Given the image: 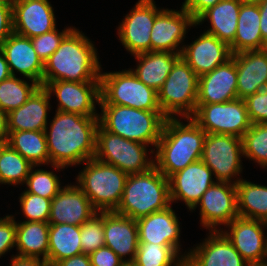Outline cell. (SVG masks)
<instances>
[{"instance_id":"6da1fadb","label":"cell","mask_w":267,"mask_h":266,"mask_svg":"<svg viewBox=\"0 0 267 266\" xmlns=\"http://www.w3.org/2000/svg\"><path fill=\"white\" fill-rule=\"evenodd\" d=\"M98 125V116L56 110L49 132L48 125L45 129L51 166L58 170L65 169L94 158Z\"/></svg>"},{"instance_id":"7a4b0ae2","label":"cell","mask_w":267,"mask_h":266,"mask_svg":"<svg viewBox=\"0 0 267 266\" xmlns=\"http://www.w3.org/2000/svg\"><path fill=\"white\" fill-rule=\"evenodd\" d=\"M90 39L75 27L44 62L42 82L100 81L101 65Z\"/></svg>"},{"instance_id":"3957f363","label":"cell","mask_w":267,"mask_h":266,"mask_svg":"<svg viewBox=\"0 0 267 266\" xmlns=\"http://www.w3.org/2000/svg\"><path fill=\"white\" fill-rule=\"evenodd\" d=\"M166 118L155 149L154 166L168 179L189 164L201 160L206 132L191 118L187 124Z\"/></svg>"},{"instance_id":"277c9868","label":"cell","mask_w":267,"mask_h":266,"mask_svg":"<svg viewBox=\"0 0 267 266\" xmlns=\"http://www.w3.org/2000/svg\"><path fill=\"white\" fill-rule=\"evenodd\" d=\"M170 204L169 181L153 166L146 172L128 175L121 202L114 212L138 220Z\"/></svg>"},{"instance_id":"5b68a950","label":"cell","mask_w":267,"mask_h":266,"mask_svg":"<svg viewBox=\"0 0 267 266\" xmlns=\"http://www.w3.org/2000/svg\"><path fill=\"white\" fill-rule=\"evenodd\" d=\"M98 105L102 109L98 116L99 125L104 130L156 148L167 118L162 111L140 110L112 104Z\"/></svg>"},{"instance_id":"8992f818","label":"cell","mask_w":267,"mask_h":266,"mask_svg":"<svg viewBox=\"0 0 267 266\" xmlns=\"http://www.w3.org/2000/svg\"><path fill=\"white\" fill-rule=\"evenodd\" d=\"M77 176V185L88 197L98 212L115 211L119 206L128 174L115 167L92 158Z\"/></svg>"},{"instance_id":"52a82bcc","label":"cell","mask_w":267,"mask_h":266,"mask_svg":"<svg viewBox=\"0 0 267 266\" xmlns=\"http://www.w3.org/2000/svg\"><path fill=\"white\" fill-rule=\"evenodd\" d=\"M199 76L181 57L157 91L158 103L167 118L191 117L197 108Z\"/></svg>"},{"instance_id":"ba28073f","label":"cell","mask_w":267,"mask_h":266,"mask_svg":"<svg viewBox=\"0 0 267 266\" xmlns=\"http://www.w3.org/2000/svg\"><path fill=\"white\" fill-rule=\"evenodd\" d=\"M100 103L140 110L161 111L157 91L146 86L128 69L100 73Z\"/></svg>"},{"instance_id":"9c48e42d","label":"cell","mask_w":267,"mask_h":266,"mask_svg":"<svg viewBox=\"0 0 267 266\" xmlns=\"http://www.w3.org/2000/svg\"><path fill=\"white\" fill-rule=\"evenodd\" d=\"M147 147L149 146L125 139L104 130L100 125L97 126L94 158L114 165L128 175L146 172L154 166V159L151 160L147 156Z\"/></svg>"},{"instance_id":"30bf717a","label":"cell","mask_w":267,"mask_h":266,"mask_svg":"<svg viewBox=\"0 0 267 266\" xmlns=\"http://www.w3.org/2000/svg\"><path fill=\"white\" fill-rule=\"evenodd\" d=\"M191 118L206 134H225L239 138L252 125L245 100L240 98L225 103L197 104Z\"/></svg>"},{"instance_id":"8fae6325","label":"cell","mask_w":267,"mask_h":266,"mask_svg":"<svg viewBox=\"0 0 267 266\" xmlns=\"http://www.w3.org/2000/svg\"><path fill=\"white\" fill-rule=\"evenodd\" d=\"M243 154L242 138L225 134H206L201 160L215 175L216 181L237 184L242 171Z\"/></svg>"},{"instance_id":"7c38bea8","label":"cell","mask_w":267,"mask_h":266,"mask_svg":"<svg viewBox=\"0 0 267 266\" xmlns=\"http://www.w3.org/2000/svg\"><path fill=\"white\" fill-rule=\"evenodd\" d=\"M158 10L154 0H139L118 27L119 40L133 56L151 51V30Z\"/></svg>"},{"instance_id":"4fadbf2b","label":"cell","mask_w":267,"mask_h":266,"mask_svg":"<svg viewBox=\"0 0 267 266\" xmlns=\"http://www.w3.org/2000/svg\"><path fill=\"white\" fill-rule=\"evenodd\" d=\"M197 205H200V224L203 227L209 231H218L216 227L219 225H225L227 228V225L239 216L236 185L216 181L191 210L196 209Z\"/></svg>"},{"instance_id":"5bb4252c","label":"cell","mask_w":267,"mask_h":266,"mask_svg":"<svg viewBox=\"0 0 267 266\" xmlns=\"http://www.w3.org/2000/svg\"><path fill=\"white\" fill-rule=\"evenodd\" d=\"M42 86L52 96L58 99V111L75 113L82 116H99L96 113V103H100V81L72 82L51 81L42 82ZM96 100V101H95Z\"/></svg>"},{"instance_id":"9a60e30c","label":"cell","mask_w":267,"mask_h":266,"mask_svg":"<svg viewBox=\"0 0 267 266\" xmlns=\"http://www.w3.org/2000/svg\"><path fill=\"white\" fill-rule=\"evenodd\" d=\"M227 226L230 232L223 234L249 265L267 263V222L238 216Z\"/></svg>"},{"instance_id":"2e32d148","label":"cell","mask_w":267,"mask_h":266,"mask_svg":"<svg viewBox=\"0 0 267 266\" xmlns=\"http://www.w3.org/2000/svg\"><path fill=\"white\" fill-rule=\"evenodd\" d=\"M195 25V20L184 9L180 11L163 9L155 18L151 30V51L174 52L181 54L188 27ZM180 48V49H178Z\"/></svg>"},{"instance_id":"e0dca14e","label":"cell","mask_w":267,"mask_h":266,"mask_svg":"<svg viewBox=\"0 0 267 266\" xmlns=\"http://www.w3.org/2000/svg\"><path fill=\"white\" fill-rule=\"evenodd\" d=\"M212 176V170L202 160L171 175L168 178L171 203L176 200L184 201L191 211L204 192L215 183Z\"/></svg>"},{"instance_id":"ac0fdd59","label":"cell","mask_w":267,"mask_h":266,"mask_svg":"<svg viewBox=\"0 0 267 266\" xmlns=\"http://www.w3.org/2000/svg\"><path fill=\"white\" fill-rule=\"evenodd\" d=\"M13 32L33 38L56 28L48 0H17L12 7Z\"/></svg>"},{"instance_id":"d6986e66","label":"cell","mask_w":267,"mask_h":266,"mask_svg":"<svg viewBox=\"0 0 267 266\" xmlns=\"http://www.w3.org/2000/svg\"><path fill=\"white\" fill-rule=\"evenodd\" d=\"M209 234L205 242L187 253L185 266H249L222 229Z\"/></svg>"},{"instance_id":"ffe728a7","label":"cell","mask_w":267,"mask_h":266,"mask_svg":"<svg viewBox=\"0 0 267 266\" xmlns=\"http://www.w3.org/2000/svg\"><path fill=\"white\" fill-rule=\"evenodd\" d=\"M98 211L78 185H66L51 200L49 224L81 226Z\"/></svg>"},{"instance_id":"44dd1931","label":"cell","mask_w":267,"mask_h":266,"mask_svg":"<svg viewBox=\"0 0 267 266\" xmlns=\"http://www.w3.org/2000/svg\"><path fill=\"white\" fill-rule=\"evenodd\" d=\"M181 57L200 77L224 64L232 57V53L227 43L203 32L190 45L183 44Z\"/></svg>"},{"instance_id":"7402d4cb","label":"cell","mask_w":267,"mask_h":266,"mask_svg":"<svg viewBox=\"0 0 267 266\" xmlns=\"http://www.w3.org/2000/svg\"><path fill=\"white\" fill-rule=\"evenodd\" d=\"M237 98V69L233 57L199 77L197 104L225 103Z\"/></svg>"},{"instance_id":"603a6c76","label":"cell","mask_w":267,"mask_h":266,"mask_svg":"<svg viewBox=\"0 0 267 266\" xmlns=\"http://www.w3.org/2000/svg\"><path fill=\"white\" fill-rule=\"evenodd\" d=\"M12 76L15 71L23 74L29 81L42 86L44 63L38 57L31 38L13 32L1 45ZM15 70V71H14Z\"/></svg>"},{"instance_id":"cb8c5ba5","label":"cell","mask_w":267,"mask_h":266,"mask_svg":"<svg viewBox=\"0 0 267 266\" xmlns=\"http://www.w3.org/2000/svg\"><path fill=\"white\" fill-rule=\"evenodd\" d=\"M103 228L105 246L112 249L124 262H133L139 246L136 220L114 211L103 212ZM127 255L129 258L126 260Z\"/></svg>"},{"instance_id":"d4e9b609","label":"cell","mask_w":267,"mask_h":266,"mask_svg":"<svg viewBox=\"0 0 267 266\" xmlns=\"http://www.w3.org/2000/svg\"><path fill=\"white\" fill-rule=\"evenodd\" d=\"M237 69V96L245 99L267 88V48L232 54Z\"/></svg>"},{"instance_id":"484cf974","label":"cell","mask_w":267,"mask_h":266,"mask_svg":"<svg viewBox=\"0 0 267 266\" xmlns=\"http://www.w3.org/2000/svg\"><path fill=\"white\" fill-rule=\"evenodd\" d=\"M171 206L136 220L139 243L169 245L180 252V222Z\"/></svg>"},{"instance_id":"4316f807","label":"cell","mask_w":267,"mask_h":266,"mask_svg":"<svg viewBox=\"0 0 267 266\" xmlns=\"http://www.w3.org/2000/svg\"><path fill=\"white\" fill-rule=\"evenodd\" d=\"M48 91L39 86L19 108L7 114L8 135L16 131H41L47 127L50 108Z\"/></svg>"},{"instance_id":"83f0119b","label":"cell","mask_w":267,"mask_h":266,"mask_svg":"<svg viewBox=\"0 0 267 266\" xmlns=\"http://www.w3.org/2000/svg\"><path fill=\"white\" fill-rule=\"evenodd\" d=\"M139 64L130 70L146 86L158 91L164 84L169 72L181 58V54L174 52L150 51L134 55Z\"/></svg>"},{"instance_id":"f1b7e54d","label":"cell","mask_w":267,"mask_h":266,"mask_svg":"<svg viewBox=\"0 0 267 266\" xmlns=\"http://www.w3.org/2000/svg\"><path fill=\"white\" fill-rule=\"evenodd\" d=\"M231 53L267 48L260 30L258 4L241 3L234 41L229 45Z\"/></svg>"},{"instance_id":"f546056e","label":"cell","mask_w":267,"mask_h":266,"mask_svg":"<svg viewBox=\"0 0 267 266\" xmlns=\"http://www.w3.org/2000/svg\"><path fill=\"white\" fill-rule=\"evenodd\" d=\"M240 8V0H221L204 11L195 20V26L202 24L204 20H210L211 27L205 32L230 45L236 34Z\"/></svg>"},{"instance_id":"4dcf8cb0","label":"cell","mask_w":267,"mask_h":266,"mask_svg":"<svg viewBox=\"0 0 267 266\" xmlns=\"http://www.w3.org/2000/svg\"><path fill=\"white\" fill-rule=\"evenodd\" d=\"M49 223L37 221L16 222L17 256L40 258L47 261Z\"/></svg>"},{"instance_id":"1f68e13d","label":"cell","mask_w":267,"mask_h":266,"mask_svg":"<svg viewBox=\"0 0 267 266\" xmlns=\"http://www.w3.org/2000/svg\"><path fill=\"white\" fill-rule=\"evenodd\" d=\"M80 226L49 224L47 263L54 266L60 260L82 254Z\"/></svg>"},{"instance_id":"d6a6232c","label":"cell","mask_w":267,"mask_h":266,"mask_svg":"<svg viewBox=\"0 0 267 266\" xmlns=\"http://www.w3.org/2000/svg\"><path fill=\"white\" fill-rule=\"evenodd\" d=\"M236 190L238 215L267 222V186L240 178Z\"/></svg>"},{"instance_id":"836d02e7","label":"cell","mask_w":267,"mask_h":266,"mask_svg":"<svg viewBox=\"0 0 267 266\" xmlns=\"http://www.w3.org/2000/svg\"><path fill=\"white\" fill-rule=\"evenodd\" d=\"M8 144L33 166L50 163L45 130L11 132Z\"/></svg>"},{"instance_id":"e575fe53","label":"cell","mask_w":267,"mask_h":266,"mask_svg":"<svg viewBox=\"0 0 267 266\" xmlns=\"http://www.w3.org/2000/svg\"><path fill=\"white\" fill-rule=\"evenodd\" d=\"M179 254L169 245L139 243L133 262L137 266H185L187 254Z\"/></svg>"},{"instance_id":"d590c367","label":"cell","mask_w":267,"mask_h":266,"mask_svg":"<svg viewBox=\"0 0 267 266\" xmlns=\"http://www.w3.org/2000/svg\"><path fill=\"white\" fill-rule=\"evenodd\" d=\"M39 86L35 81L28 84L27 81L11 75L0 82V108L7 114L19 108Z\"/></svg>"},{"instance_id":"8d00e7d4","label":"cell","mask_w":267,"mask_h":266,"mask_svg":"<svg viewBox=\"0 0 267 266\" xmlns=\"http://www.w3.org/2000/svg\"><path fill=\"white\" fill-rule=\"evenodd\" d=\"M33 165L9 144L0 156V183L18 185L26 182Z\"/></svg>"},{"instance_id":"74e56055","label":"cell","mask_w":267,"mask_h":266,"mask_svg":"<svg viewBox=\"0 0 267 266\" xmlns=\"http://www.w3.org/2000/svg\"><path fill=\"white\" fill-rule=\"evenodd\" d=\"M243 154L267 169V123L252 124L242 136Z\"/></svg>"},{"instance_id":"f35d334b","label":"cell","mask_w":267,"mask_h":266,"mask_svg":"<svg viewBox=\"0 0 267 266\" xmlns=\"http://www.w3.org/2000/svg\"><path fill=\"white\" fill-rule=\"evenodd\" d=\"M33 166L26 179V192L41 196L46 199H53L62 189L59 177L53 171L35 169Z\"/></svg>"},{"instance_id":"ab89813d","label":"cell","mask_w":267,"mask_h":266,"mask_svg":"<svg viewBox=\"0 0 267 266\" xmlns=\"http://www.w3.org/2000/svg\"><path fill=\"white\" fill-rule=\"evenodd\" d=\"M98 213L80 226V241L84 254L89 255L105 246L103 212Z\"/></svg>"},{"instance_id":"60d3db41","label":"cell","mask_w":267,"mask_h":266,"mask_svg":"<svg viewBox=\"0 0 267 266\" xmlns=\"http://www.w3.org/2000/svg\"><path fill=\"white\" fill-rule=\"evenodd\" d=\"M22 212L27 221L48 222L51 199L24 191L19 198Z\"/></svg>"},{"instance_id":"b9f144b4","label":"cell","mask_w":267,"mask_h":266,"mask_svg":"<svg viewBox=\"0 0 267 266\" xmlns=\"http://www.w3.org/2000/svg\"><path fill=\"white\" fill-rule=\"evenodd\" d=\"M73 29L68 27L59 32L56 28L42 35L31 38L38 57L44 63L59 47L64 37Z\"/></svg>"},{"instance_id":"7bdbcfd3","label":"cell","mask_w":267,"mask_h":266,"mask_svg":"<svg viewBox=\"0 0 267 266\" xmlns=\"http://www.w3.org/2000/svg\"><path fill=\"white\" fill-rule=\"evenodd\" d=\"M244 100L251 123H267V88L259 90Z\"/></svg>"},{"instance_id":"ee69618b","label":"cell","mask_w":267,"mask_h":266,"mask_svg":"<svg viewBox=\"0 0 267 266\" xmlns=\"http://www.w3.org/2000/svg\"><path fill=\"white\" fill-rule=\"evenodd\" d=\"M14 217L7 215L0 218V258L16 246V221Z\"/></svg>"},{"instance_id":"f6af8a7d","label":"cell","mask_w":267,"mask_h":266,"mask_svg":"<svg viewBox=\"0 0 267 266\" xmlns=\"http://www.w3.org/2000/svg\"><path fill=\"white\" fill-rule=\"evenodd\" d=\"M92 266H121L124 261L109 247H101L89 254Z\"/></svg>"},{"instance_id":"bcb514c9","label":"cell","mask_w":267,"mask_h":266,"mask_svg":"<svg viewBox=\"0 0 267 266\" xmlns=\"http://www.w3.org/2000/svg\"><path fill=\"white\" fill-rule=\"evenodd\" d=\"M13 33L12 7L0 4V47Z\"/></svg>"},{"instance_id":"7dc6e473","label":"cell","mask_w":267,"mask_h":266,"mask_svg":"<svg viewBox=\"0 0 267 266\" xmlns=\"http://www.w3.org/2000/svg\"><path fill=\"white\" fill-rule=\"evenodd\" d=\"M221 0H185L182 9L186 10L196 20L208 8L215 6Z\"/></svg>"},{"instance_id":"c3c4849f","label":"cell","mask_w":267,"mask_h":266,"mask_svg":"<svg viewBox=\"0 0 267 266\" xmlns=\"http://www.w3.org/2000/svg\"><path fill=\"white\" fill-rule=\"evenodd\" d=\"M54 266H92L88 254H79L57 262Z\"/></svg>"},{"instance_id":"681fc988","label":"cell","mask_w":267,"mask_h":266,"mask_svg":"<svg viewBox=\"0 0 267 266\" xmlns=\"http://www.w3.org/2000/svg\"><path fill=\"white\" fill-rule=\"evenodd\" d=\"M41 258L12 256L11 266H49L47 261Z\"/></svg>"},{"instance_id":"f907efd6","label":"cell","mask_w":267,"mask_h":266,"mask_svg":"<svg viewBox=\"0 0 267 266\" xmlns=\"http://www.w3.org/2000/svg\"><path fill=\"white\" fill-rule=\"evenodd\" d=\"M260 11V30L262 39L267 44V0L258 4Z\"/></svg>"},{"instance_id":"816d5d0a","label":"cell","mask_w":267,"mask_h":266,"mask_svg":"<svg viewBox=\"0 0 267 266\" xmlns=\"http://www.w3.org/2000/svg\"><path fill=\"white\" fill-rule=\"evenodd\" d=\"M11 76L8 63L3 51L0 49V82Z\"/></svg>"},{"instance_id":"f5cc1de1","label":"cell","mask_w":267,"mask_h":266,"mask_svg":"<svg viewBox=\"0 0 267 266\" xmlns=\"http://www.w3.org/2000/svg\"><path fill=\"white\" fill-rule=\"evenodd\" d=\"M8 139L7 113L0 108V140Z\"/></svg>"},{"instance_id":"db71d44e","label":"cell","mask_w":267,"mask_h":266,"mask_svg":"<svg viewBox=\"0 0 267 266\" xmlns=\"http://www.w3.org/2000/svg\"><path fill=\"white\" fill-rule=\"evenodd\" d=\"M7 145H8V139L0 140V156Z\"/></svg>"},{"instance_id":"11a10c76","label":"cell","mask_w":267,"mask_h":266,"mask_svg":"<svg viewBox=\"0 0 267 266\" xmlns=\"http://www.w3.org/2000/svg\"><path fill=\"white\" fill-rule=\"evenodd\" d=\"M17 0H0V4L9 5L13 7Z\"/></svg>"},{"instance_id":"9f6ffc18","label":"cell","mask_w":267,"mask_h":266,"mask_svg":"<svg viewBox=\"0 0 267 266\" xmlns=\"http://www.w3.org/2000/svg\"><path fill=\"white\" fill-rule=\"evenodd\" d=\"M241 3H252V4H259L261 3L263 0H240Z\"/></svg>"},{"instance_id":"6f0895ef","label":"cell","mask_w":267,"mask_h":266,"mask_svg":"<svg viewBox=\"0 0 267 266\" xmlns=\"http://www.w3.org/2000/svg\"><path fill=\"white\" fill-rule=\"evenodd\" d=\"M121 266H137L134 262H124Z\"/></svg>"},{"instance_id":"680465c9","label":"cell","mask_w":267,"mask_h":266,"mask_svg":"<svg viewBox=\"0 0 267 266\" xmlns=\"http://www.w3.org/2000/svg\"><path fill=\"white\" fill-rule=\"evenodd\" d=\"M249 266H267V263H264V264H256V265H249Z\"/></svg>"}]
</instances>
